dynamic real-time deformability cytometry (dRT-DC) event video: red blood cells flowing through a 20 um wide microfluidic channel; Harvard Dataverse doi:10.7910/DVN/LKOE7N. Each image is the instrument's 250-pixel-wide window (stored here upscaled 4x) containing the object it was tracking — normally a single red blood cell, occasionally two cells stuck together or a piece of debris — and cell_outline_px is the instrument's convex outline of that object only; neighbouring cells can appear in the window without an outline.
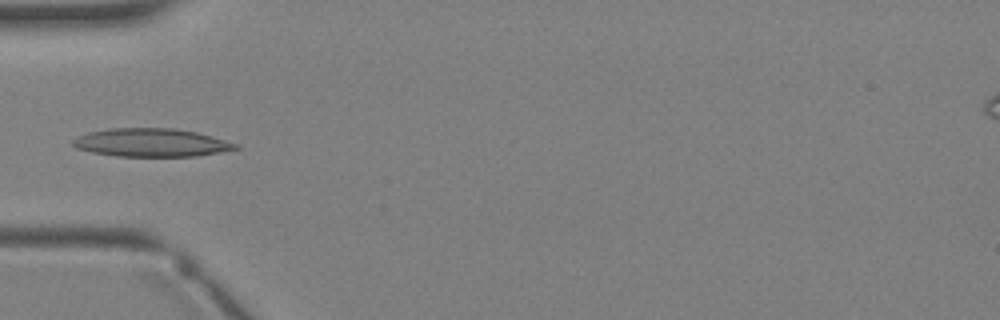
{"species": "Egyptian fruit bat (a non-hibernating species)", "species_latin": "Rousettus aegyptiacus", "temperature_condition": "warm", "stored_images_in_passage": 2, "camera_frame_rate_fps": 3000, "um_per_image_px": 0.085, "animal": {"sex": "female"}, "frame": {"image": 1, "passage_image": 2, "time_ms": 1.0, "image_size_px": [1000, 320], "cell_outline_px": [[240, 148], [196, 156], [116, 156], [92, 152], [76, 148], [72, 144], [72, 140], [76, 136], [88, 132], [108, 128], [176, 128], [196, 132], [212, 136], [236, 144]], "centroid_in_image_um": [12.8, 12.11], "position_along_channel_um": 72.2, "area_um2": 26.7}}